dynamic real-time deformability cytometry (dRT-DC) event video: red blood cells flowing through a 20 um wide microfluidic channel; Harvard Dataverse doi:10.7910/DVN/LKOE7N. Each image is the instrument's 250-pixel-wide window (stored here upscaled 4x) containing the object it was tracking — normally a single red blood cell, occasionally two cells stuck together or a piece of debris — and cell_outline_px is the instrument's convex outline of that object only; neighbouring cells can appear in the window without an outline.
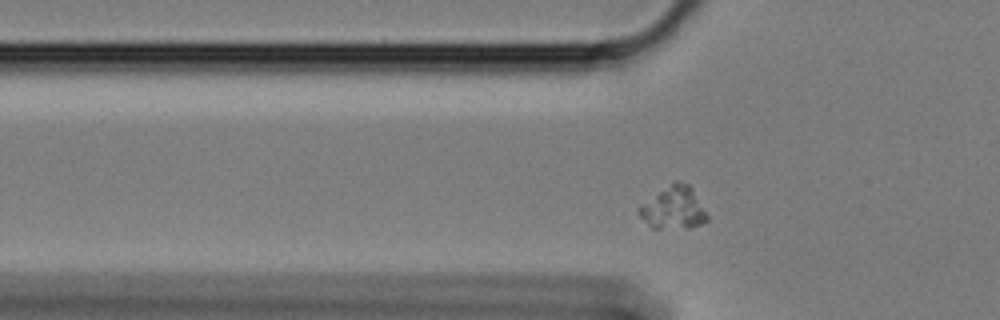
{"species": "Egyptian fruit bat (a non-hibernating species)", "species_latin": "Rousettus aegyptiacus", "temperature_condition": "cold", "stored_images_in_passage": 46, "camera_frame_rate_fps": 3000, "um_per_image_px": 0.085, "animal": {"sex": "female"}, "frame": {"image": 1, "passage_image": 7, "time_ms": 2.0, "image_size_px": [1000, 320], "cell_outline_px": [[708, 220], [700, 224], [688, 228], [652, 228], [636, 212], [640, 204], [672, 180], [676, 180], [688, 184], [692, 188], [708, 216]], "centroid_in_image_um": [57.21, 17.64], "position_along_channel_um": 68.6, "area_um2": 17.05}}
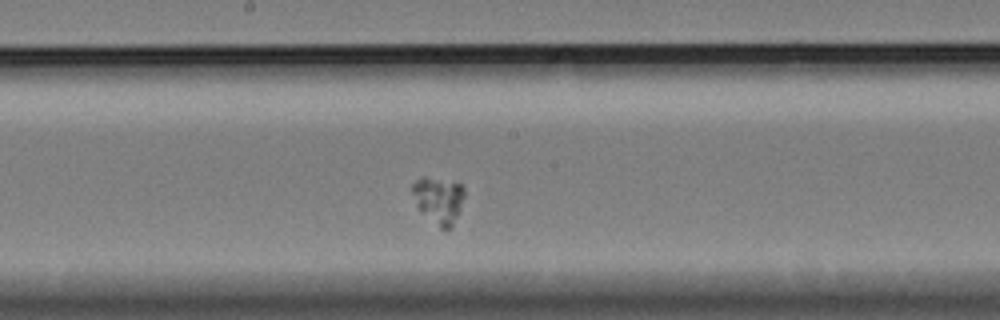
{"frame": {"image": 2, "passage_image": 20, "time_ms": 6.333, "image_size_px": [1000, 320], "cell_outline_px": [[464, 196], [460, 208], [452, 224], [448, 228], [440, 228], [420, 212], [416, 204], [412, 192], [412, 184], [420, 176], [424, 176], [460, 184], [464, 188]], "centroid_in_image_um": [37.24, 16.98], "position_along_channel_um": 211.0, "area_um2": 13.87}}
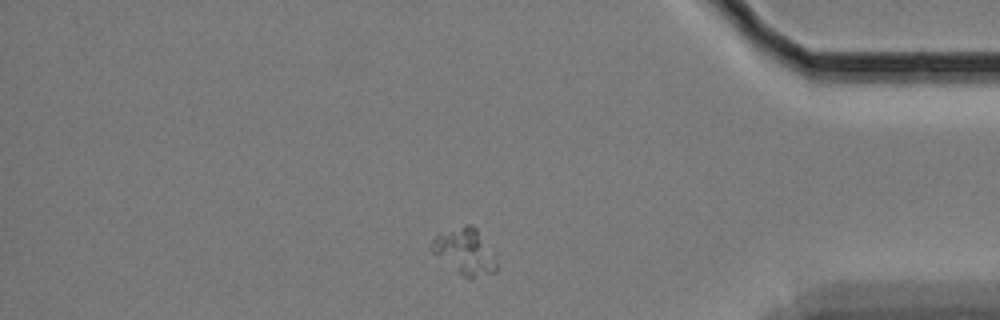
{"frame": {"image": 3, "passage_image": 39, "time_ms": 12.667, "image_size_px": [1000, 320], "cell_outline_px": [[480, 272], [468, 280], [460, 276], [432, 252], [432, 240], [436, 236], [464, 224], [472, 224], [476, 228], [480, 244]], "centroid_in_image_um": [39.06, 21.26], "position_along_channel_um": 396.1, "area_um2": 13.7}}